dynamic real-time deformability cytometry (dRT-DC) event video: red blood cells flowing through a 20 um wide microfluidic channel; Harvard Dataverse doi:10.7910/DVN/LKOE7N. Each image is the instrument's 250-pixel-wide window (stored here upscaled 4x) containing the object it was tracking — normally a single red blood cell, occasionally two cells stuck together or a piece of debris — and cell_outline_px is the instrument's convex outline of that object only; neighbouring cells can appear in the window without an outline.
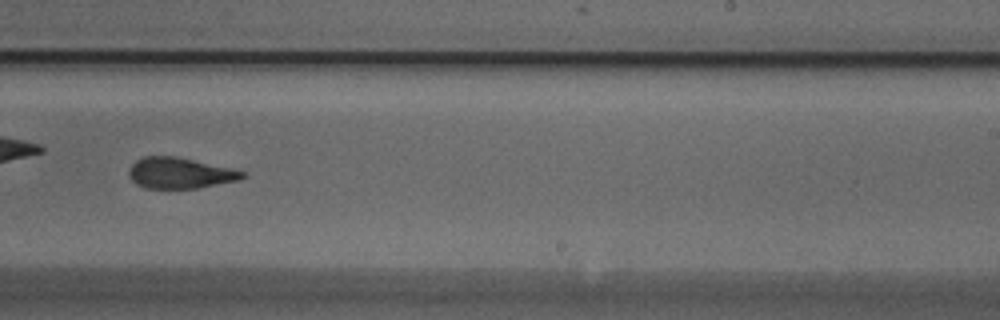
{"species": "Egyptian fruit bat (a non-hibernating species)", "species_latin": "Rousettus aegyptiacus", "temperature_condition": "cold", "stored_images_in_passage": 30, "camera_frame_rate_fps": 3000, "um_per_image_px": 0.085, "animal": {"sex": "male"}, "frame": {"image": 1, "passage_image": 18, "time_ms": 5.667, "image_size_px": [1000, 320], "cell_outline_px": [[248, 176], [240, 180], [196, 188], [144, 188], [136, 184], [128, 176], [128, 172], [132, 164], [136, 160], [144, 156], [172, 156], [192, 160], [248, 172]], "centroid_in_image_um": [15.29, 14.72], "position_along_channel_um": 273.7, "area_um2": 20.35}, "authors_computed_cell_mechanics": {"area_um2": 21.2993, "velocity_mm_per_s": 3.8078, "shape_relaxation_time_tau1_ms": 5.5316, "shape_relaxation_time_tau2_ms": 2.1655, "deformation_change_tau1": 0.1659, "deformation_change_tau2": 0.0859}}